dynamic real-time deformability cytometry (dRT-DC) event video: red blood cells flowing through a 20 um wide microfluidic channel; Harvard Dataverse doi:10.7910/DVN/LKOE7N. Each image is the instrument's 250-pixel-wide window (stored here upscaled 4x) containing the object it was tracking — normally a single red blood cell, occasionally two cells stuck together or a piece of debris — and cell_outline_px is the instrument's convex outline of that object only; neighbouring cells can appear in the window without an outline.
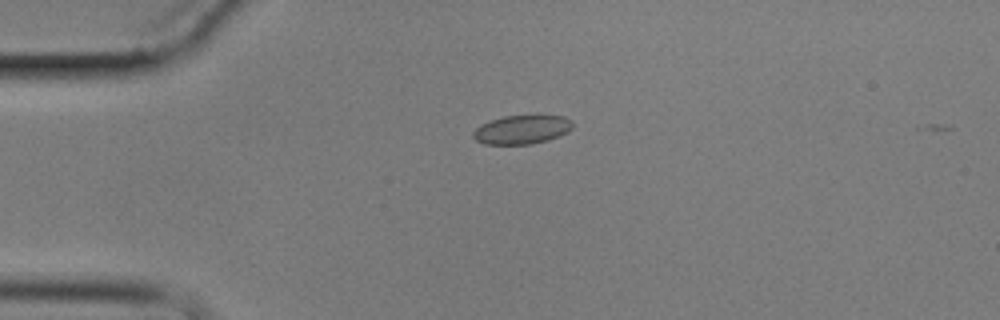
{"species": "common noctule bat (a hibernating species)", "species_latin": "Nyctalus noctula", "temperature_condition": "cold", "stored_images_in_passage": 8, "camera_frame_rate_fps": 3000, "um_per_image_px": 0.085, "animal": {"sex": "male", "body_mass_g": 17.9}, "frame": {"image": 1, "passage_image": 3, "time_ms": 2.333, "image_size_px": [1000, 320], "cell_outline_px": [[572, 128], [568, 132], [560, 136], [548, 140], [528, 144], [484, 144], [476, 140], [472, 136], [472, 132], [476, 128], [492, 120], [504, 116], [564, 116], [572, 120]], "centroid_in_image_um": [44.38, 11.02], "position_along_channel_um": 40.6, "area_um2": 16.53}}
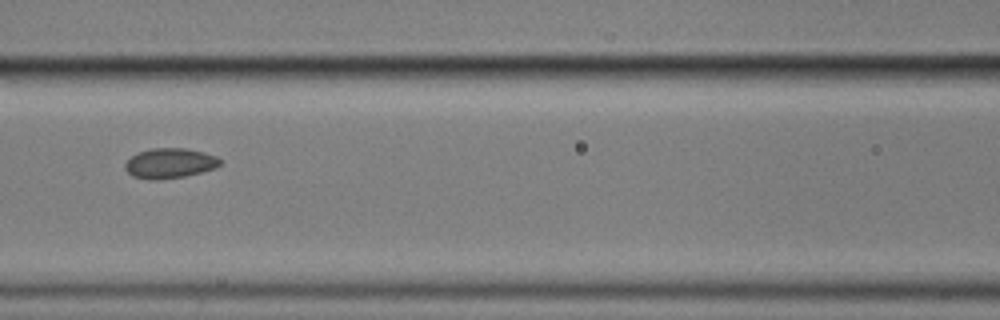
{"frame": {"image": 2, "passage_image": 6, "time_ms": 6.333, "image_size_px": [1000, 320], "cell_outline_px": [[220, 164], [216, 168], [184, 176], [160, 180], [148, 180], [132, 176], [124, 168], [124, 164], [132, 156], [140, 152], [152, 148], [184, 148], [204, 152], [216, 156], [220, 160]], "centroid_in_image_um": [14.41, 13.88], "position_along_channel_um": 152.2, "area_um2": 16.59}}
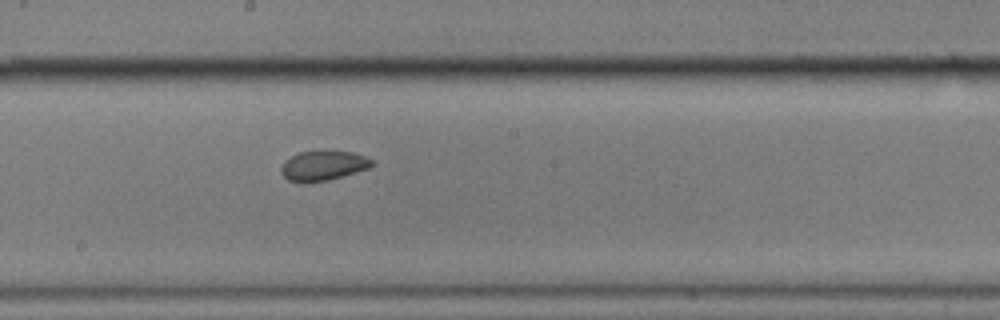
{"frame": {"image": 3, "passage_image": 8, "time_ms": 8.333, "image_size_px": [1000, 320], "cell_outline_px": [[376, 164], [368, 168], [328, 180], [304, 184], [288, 180], [280, 172], [280, 168], [284, 160], [300, 152], [352, 152], [364, 156], [372, 160]], "centroid_in_image_um": [27.43, 14.11], "position_along_channel_um": 220.8, "area_um2": 15.61}}